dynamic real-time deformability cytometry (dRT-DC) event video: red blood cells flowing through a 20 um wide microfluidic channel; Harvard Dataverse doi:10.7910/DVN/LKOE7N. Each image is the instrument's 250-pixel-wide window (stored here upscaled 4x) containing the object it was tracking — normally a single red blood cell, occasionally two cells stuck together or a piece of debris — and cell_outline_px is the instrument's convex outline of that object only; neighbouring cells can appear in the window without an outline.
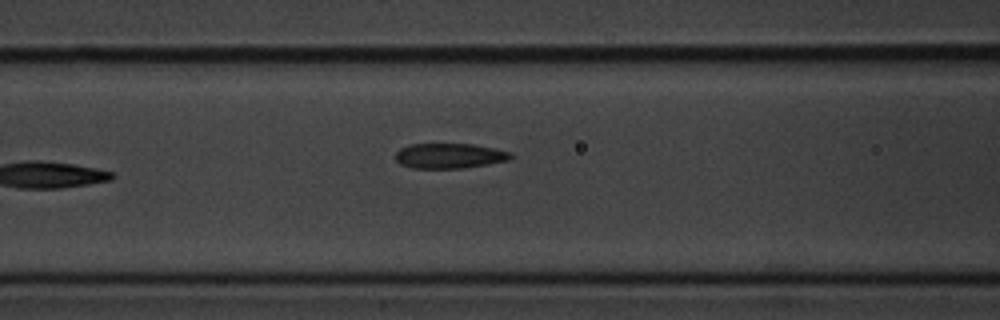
{"species": "common noctule bat (a hibernating species)", "species_latin": "Nyctalus noctula", "temperature_condition": "cold", "stored_images_in_passage": 6, "camera_frame_rate_fps": 3000, "um_per_image_px": 0.085, "animal": {"sex": "male", "body_mass_g": 20.1, "forearm_length_mm": 53.5}, "frame": {"image": 1, "passage_image": 6, "time_ms": 1.667, "image_size_px": [1000, 320], "cell_outline_px": [[512, 156], [508, 160], [488, 164], [464, 168], [412, 168], [400, 164], [396, 160], [396, 152], [400, 148], [408, 144], [472, 144], [496, 148], [512, 152]], "centroid_in_image_um": [38.2, 13.24], "position_along_channel_um": 128.4, "area_um2": 16.94}}